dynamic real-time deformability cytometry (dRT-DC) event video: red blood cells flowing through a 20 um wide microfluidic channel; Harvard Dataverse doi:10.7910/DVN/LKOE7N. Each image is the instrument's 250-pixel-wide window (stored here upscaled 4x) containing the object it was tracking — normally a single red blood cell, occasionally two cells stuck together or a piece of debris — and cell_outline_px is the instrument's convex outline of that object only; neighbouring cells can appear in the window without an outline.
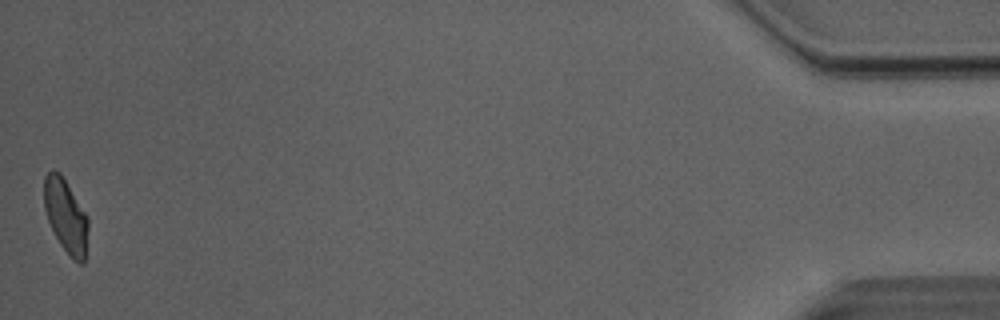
{"species": "Egyptian fruit bat (a non-hibernating species)", "species_latin": "Rousettus aegyptiacus", "temperature_condition": "room temperature", "stored_images_in_passage": 50, "camera_frame_rate_fps": 3000, "um_per_image_px": 0.085, "animal": {"sex": "male"}, "frame": {"image": 1, "passage_image": 50, "time_ms": 16.333, "image_size_px": [1000, 320], "cell_outline_px": [[88, 228], [84, 264], [80, 264], [72, 260], [60, 244], [48, 220], [44, 208], [44, 176], [52, 168], [60, 172], [88, 216]], "centroid_in_image_um": [5.6, 18.35], "position_along_channel_um": 429.6, "area_um2": 19.02}, "authors_computed_cell_mechanics": {"area_um2": 19.9988, "velocity_mm_per_s": 4.0678, "shape_relaxation_time_tau1_ms": 5.9945, "shape_relaxation_time_tau2_ms": 1.708, "deformation_change_tau1": 0.151, "deformation_change_tau2": 0.0708}}